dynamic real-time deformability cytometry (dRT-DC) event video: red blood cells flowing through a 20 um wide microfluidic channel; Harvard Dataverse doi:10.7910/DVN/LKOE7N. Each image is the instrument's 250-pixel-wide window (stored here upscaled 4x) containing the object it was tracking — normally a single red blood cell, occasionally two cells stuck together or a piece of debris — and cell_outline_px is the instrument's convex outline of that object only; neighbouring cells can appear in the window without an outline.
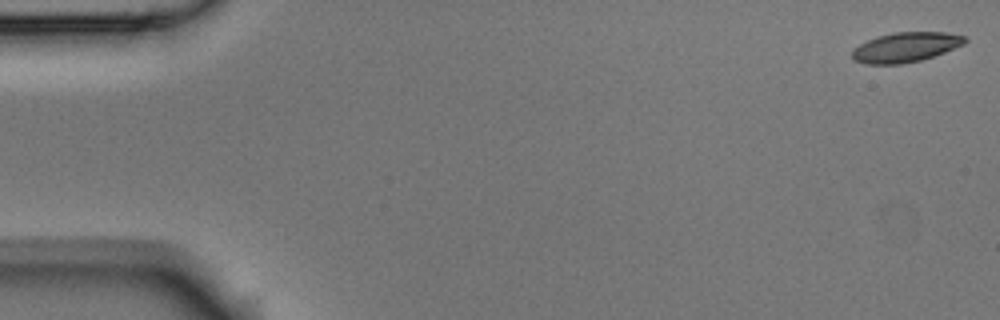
{"species": "Egyptian fruit bat (a non-hibernating species)", "species_latin": "Rousettus aegyptiacus", "temperature_condition": "room temperature", "stored_images_in_passage": 4, "camera_frame_rate_fps": 3000, "um_per_image_px": 0.085, "animal": {"sex": "male"}, "frame": {"image": 1, "passage_image": 1, "time_ms": 0.0, "image_size_px": [1000, 320], "cell_outline_px": [[968, 40], [964, 44], [944, 52], [920, 60], [900, 64], [864, 64], [852, 60], [852, 52], [860, 44], [876, 36], [892, 32], [944, 32], [964, 36]], "centroid_in_image_um": [76.95, 4.01], "position_along_channel_um": 8.0, "area_um2": 19.48}}